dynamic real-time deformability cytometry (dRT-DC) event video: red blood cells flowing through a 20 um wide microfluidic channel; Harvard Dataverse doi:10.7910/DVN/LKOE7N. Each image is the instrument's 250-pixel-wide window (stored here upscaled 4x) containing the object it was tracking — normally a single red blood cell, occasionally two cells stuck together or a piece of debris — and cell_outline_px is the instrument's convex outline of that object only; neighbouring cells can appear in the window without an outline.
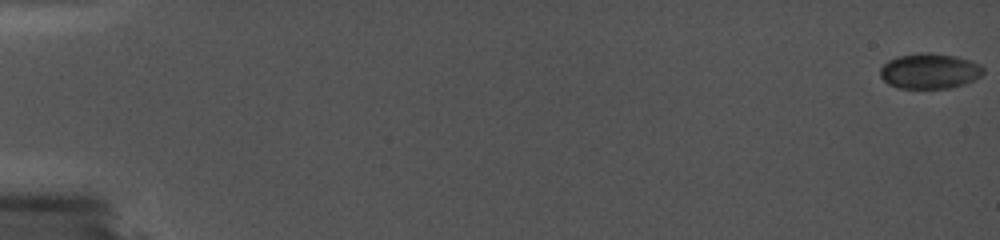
{"species": "common noctule bat (a hibernating species)", "species_latin": "Nyctalus noctula", "temperature_condition": "cold", "stored_images_in_passage": 74, "camera_frame_rate_fps": 5000, "um_per_image_px": 0.085, "animal": {"sex": "female", "body_mass_g": 19.0, "forearm_length_mm": 56.7}, "frame": {"image": 1, "passage_image": 1, "time_ms": 0.0, "image_size_px": [1000, 240], "cell_outline_px": [[984, 72], [980, 76], [964, 84], [948, 88], [896, 88], [888, 84], [880, 76], [880, 68], [888, 60], [896, 56], [924, 52], [928, 52], [956, 56], [980, 64], [984, 68]], "centroid_in_image_um": [78.99, 6.03], "position_along_channel_um": 6.0, "area_um2": 21.27}}
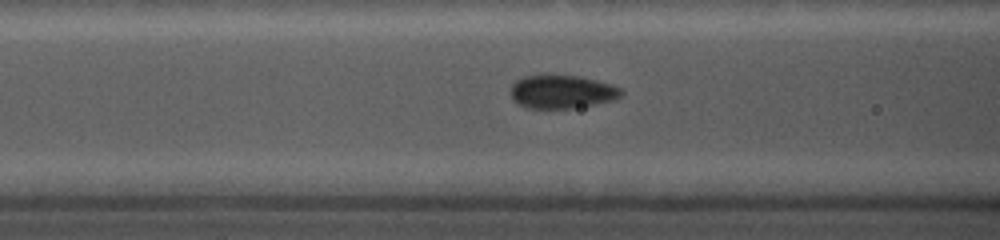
{"frame": {"image": 2, "passage_image": 41, "time_ms": 8.0, "image_size_px": [1000, 240], "cell_outline_px": [[624, 92], [620, 96], [612, 100], [596, 104], [572, 108], [524, 108], [516, 104], [512, 100], [512, 84], [516, 80], [524, 76], [580, 76], [612, 84], [620, 88]], "centroid_in_image_um": [47.75, 7.81], "position_along_channel_um": 118.8, "area_um2": 21.39}}
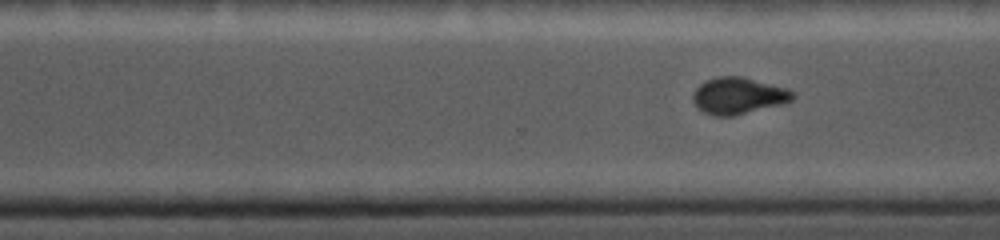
{"frame": {"image": 3, "passage_image": 66, "time_ms": 13.0, "image_size_px": [1000, 240], "cell_outline_px": [[796, 96], [792, 100], [780, 104], [732, 116], [712, 116], [696, 108], [692, 100], [692, 96], [696, 88], [704, 80], [716, 76], [740, 76], [788, 88]], "centroid_in_image_um": [62.7, 8.13], "position_along_channel_um": 307.9, "area_um2": 21.33}}